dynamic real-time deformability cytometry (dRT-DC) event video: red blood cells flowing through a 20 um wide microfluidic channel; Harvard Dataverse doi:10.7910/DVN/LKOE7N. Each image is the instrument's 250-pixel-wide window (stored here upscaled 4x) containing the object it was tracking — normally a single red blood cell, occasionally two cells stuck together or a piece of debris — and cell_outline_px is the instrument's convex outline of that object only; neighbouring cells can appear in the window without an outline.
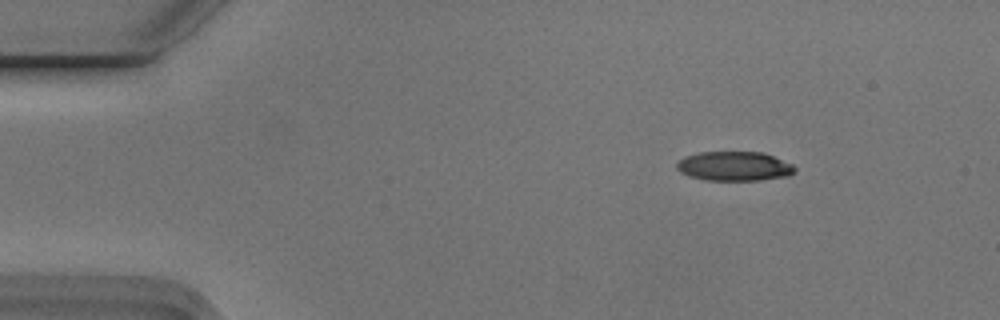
{"species": "Egyptian fruit bat (a non-hibernating species)", "species_latin": "Rousettus aegyptiacus", "temperature_condition": "cold", "stored_images_in_passage": 6, "camera_frame_rate_fps": 3000, "um_per_image_px": 0.085, "animal": {"sex": "male"}, "frame": {"image": 1, "passage_image": 2, "time_ms": 0.333, "image_size_px": [1000, 320], "cell_outline_px": [[796, 172], [788, 176], [760, 180], [704, 180], [688, 176], [680, 172], [676, 168], [676, 164], [684, 156], [700, 152], [764, 152], [792, 164], [796, 168]], "centroid_in_image_um": [62.41, 14.13], "position_along_channel_um": 22.6, "area_um2": 20.35}}
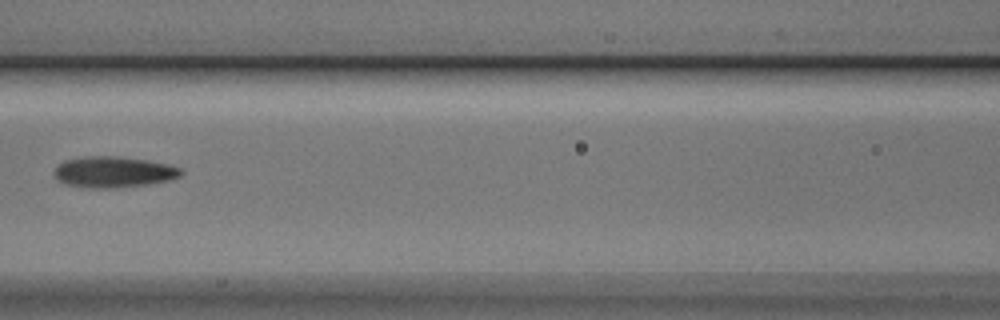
{"frame": {"image": 2, "passage_image": 6, "time_ms": 1.667, "image_size_px": [1000, 320], "cell_outline_px": [[184, 172], [180, 176], [168, 180], [148, 184], [108, 188], [92, 188], [64, 184], [56, 180], [56, 168], [64, 160], [88, 156], [120, 156], [148, 160], [168, 164], [180, 168]], "centroid_in_image_um": [9.66, 14.61], "position_along_channel_um": 156.9, "area_um2": 22.77}}